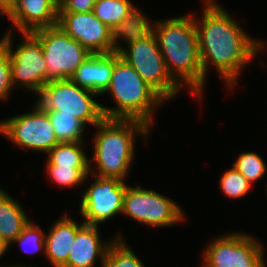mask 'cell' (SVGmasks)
<instances>
[{
	"label": "cell",
	"instance_id": "1",
	"mask_svg": "<svg viewBox=\"0 0 267 267\" xmlns=\"http://www.w3.org/2000/svg\"><path fill=\"white\" fill-rule=\"evenodd\" d=\"M202 19L194 23L198 33L203 76L207 79L212 62L227 87L233 89L253 57L265 47L263 41L251 38L239 23L215 0H205Z\"/></svg>",
	"mask_w": 267,
	"mask_h": 267
},
{
	"label": "cell",
	"instance_id": "2",
	"mask_svg": "<svg viewBox=\"0 0 267 267\" xmlns=\"http://www.w3.org/2000/svg\"><path fill=\"white\" fill-rule=\"evenodd\" d=\"M149 21L145 15L144 24L155 35L168 73L181 88L186 84L192 95L201 100L206 79L193 14Z\"/></svg>",
	"mask_w": 267,
	"mask_h": 267
},
{
	"label": "cell",
	"instance_id": "3",
	"mask_svg": "<svg viewBox=\"0 0 267 267\" xmlns=\"http://www.w3.org/2000/svg\"><path fill=\"white\" fill-rule=\"evenodd\" d=\"M95 128L90 174L125 181L134 159L135 136L147 141L151 127L136 119L104 118ZM93 161L97 170L91 167Z\"/></svg>",
	"mask_w": 267,
	"mask_h": 267
},
{
	"label": "cell",
	"instance_id": "4",
	"mask_svg": "<svg viewBox=\"0 0 267 267\" xmlns=\"http://www.w3.org/2000/svg\"><path fill=\"white\" fill-rule=\"evenodd\" d=\"M111 94L115 108L101 105L107 119H136L153 127V113L164 99L128 64L114 52V68L110 84L103 94Z\"/></svg>",
	"mask_w": 267,
	"mask_h": 267
},
{
	"label": "cell",
	"instance_id": "5",
	"mask_svg": "<svg viewBox=\"0 0 267 267\" xmlns=\"http://www.w3.org/2000/svg\"><path fill=\"white\" fill-rule=\"evenodd\" d=\"M118 39H124L128 46L123 47L118 44L117 52L120 57L130 64L166 102L179 94L183 88L168 73L155 35L145 24L119 35Z\"/></svg>",
	"mask_w": 267,
	"mask_h": 267
},
{
	"label": "cell",
	"instance_id": "6",
	"mask_svg": "<svg viewBox=\"0 0 267 267\" xmlns=\"http://www.w3.org/2000/svg\"><path fill=\"white\" fill-rule=\"evenodd\" d=\"M36 96V103L44 110H58V114L71 115L86 127L88 124L95 127L105 118L102 104L93 99L99 95L81 88L71 79L49 81Z\"/></svg>",
	"mask_w": 267,
	"mask_h": 267
},
{
	"label": "cell",
	"instance_id": "7",
	"mask_svg": "<svg viewBox=\"0 0 267 267\" xmlns=\"http://www.w3.org/2000/svg\"><path fill=\"white\" fill-rule=\"evenodd\" d=\"M42 46L47 66V82L71 79L77 68L91 55L59 25L32 32Z\"/></svg>",
	"mask_w": 267,
	"mask_h": 267
},
{
	"label": "cell",
	"instance_id": "8",
	"mask_svg": "<svg viewBox=\"0 0 267 267\" xmlns=\"http://www.w3.org/2000/svg\"><path fill=\"white\" fill-rule=\"evenodd\" d=\"M180 205L171 198L141 185L129 186L124 194L122 215L153 227H171L184 221Z\"/></svg>",
	"mask_w": 267,
	"mask_h": 267
},
{
	"label": "cell",
	"instance_id": "9",
	"mask_svg": "<svg viewBox=\"0 0 267 267\" xmlns=\"http://www.w3.org/2000/svg\"><path fill=\"white\" fill-rule=\"evenodd\" d=\"M11 31H6L0 41L10 54L13 85L38 95L47 83V66L40 40L32 32H23L22 41L13 50Z\"/></svg>",
	"mask_w": 267,
	"mask_h": 267
},
{
	"label": "cell",
	"instance_id": "10",
	"mask_svg": "<svg viewBox=\"0 0 267 267\" xmlns=\"http://www.w3.org/2000/svg\"><path fill=\"white\" fill-rule=\"evenodd\" d=\"M263 246L251 234L231 232L211 241L201 267H264Z\"/></svg>",
	"mask_w": 267,
	"mask_h": 267
},
{
	"label": "cell",
	"instance_id": "11",
	"mask_svg": "<svg viewBox=\"0 0 267 267\" xmlns=\"http://www.w3.org/2000/svg\"><path fill=\"white\" fill-rule=\"evenodd\" d=\"M35 105L32 112L0 120V134L18 147L47 154L59 142L45 110Z\"/></svg>",
	"mask_w": 267,
	"mask_h": 267
},
{
	"label": "cell",
	"instance_id": "12",
	"mask_svg": "<svg viewBox=\"0 0 267 267\" xmlns=\"http://www.w3.org/2000/svg\"><path fill=\"white\" fill-rule=\"evenodd\" d=\"M93 176L95 181L83 193L79 211L87 225H99L122 214L127 189L126 182L118 178Z\"/></svg>",
	"mask_w": 267,
	"mask_h": 267
},
{
	"label": "cell",
	"instance_id": "13",
	"mask_svg": "<svg viewBox=\"0 0 267 267\" xmlns=\"http://www.w3.org/2000/svg\"><path fill=\"white\" fill-rule=\"evenodd\" d=\"M58 25L91 54H110L118 49V36L93 12H59Z\"/></svg>",
	"mask_w": 267,
	"mask_h": 267
},
{
	"label": "cell",
	"instance_id": "14",
	"mask_svg": "<svg viewBox=\"0 0 267 267\" xmlns=\"http://www.w3.org/2000/svg\"><path fill=\"white\" fill-rule=\"evenodd\" d=\"M59 8L52 0H12L6 17L19 33L58 25Z\"/></svg>",
	"mask_w": 267,
	"mask_h": 267
},
{
	"label": "cell",
	"instance_id": "15",
	"mask_svg": "<svg viewBox=\"0 0 267 267\" xmlns=\"http://www.w3.org/2000/svg\"><path fill=\"white\" fill-rule=\"evenodd\" d=\"M99 225L84 224L76 233L67 262L62 267H95L100 259L103 267L107 250L113 240H101Z\"/></svg>",
	"mask_w": 267,
	"mask_h": 267
},
{
	"label": "cell",
	"instance_id": "16",
	"mask_svg": "<svg viewBox=\"0 0 267 267\" xmlns=\"http://www.w3.org/2000/svg\"><path fill=\"white\" fill-rule=\"evenodd\" d=\"M92 12L117 36L138 29L145 19L130 0H96Z\"/></svg>",
	"mask_w": 267,
	"mask_h": 267
},
{
	"label": "cell",
	"instance_id": "17",
	"mask_svg": "<svg viewBox=\"0 0 267 267\" xmlns=\"http://www.w3.org/2000/svg\"><path fill=\"white\" fill-rule=\"evenodd\" d=\"M84 224V222L78 224L66 214L50 227L49 232L45 234V253L43 254L52 267H62L67 262L76 233Z\"/></svg>",
	"mask_w": 267,
	"mask_h": 267
},
{
	"label": "cell",
	"instance_id": "18",
	"mask_svg": "<svg viewBox=\"0 0 267 267\" xmlns=\"http://www.w3.org/2000/svg\"><path fill=\"white\" fill-rule=\"evenodd\" d=\"M114 53L91 54L76 70L71 80L81 88L102 95L110 84Z\"/></svg>",
	"mask_w": 267,
	"mask_h": 267
},
{
	"label": "cell",
	"instance_id": "19",
	"mask_svg": "<svg viewBox=\"0 0 267 267\" xmlns=\"http://www.w3.org/2000/svg\"><path fill=\"white\" fill-rule=\"evenodd\" d=\"M19 201L0 188V237L7 246L16 239L30 222Z\"/></svg>",
	"mask_w": 267,
	"mask_h": 267
},
{
	"label": "cell",
	"instance_id": "20",
	"mask_svg": "<svg viewBox=\"0 0 267 267\" xmlns=\"http://www.w3.org/2000/svg\"><path fill=\"white\" fill-rule=\"evenodd\" d=\"M59 143L83 142L86 127L78 118L68 114H58V110H45ZM87 128V129H86Z\"/></svg>",
	"mask_w": 267,
	"mask_h": 267
},
{
	"label": "cell",
	"instance_id": "21",
	"mask_svg": "<svg viewBox=\"0 0 267 267\" xmlns=\"http://www.w3.org/2000/svg\"><path fill=\"white\" fill-rule=\"evenodd\" d=\"M83 143H58L47 153L46 165L90 167V159L82 149Z\"/></svg>",
	"mask_w": 267,
	"mask_h": 267
},
{
	"label": "cell",
	"instance_id": "22",
	"mask_svg": "<svg viewBox=\"0 0 267 267\" xmlns=\"http://www.w3.org/2000/svg\"><path fill=\"white\" fill-rule=\"evenodd\" d=\"M123 238L122 233L119 232L113 239L107 250L103 267H146Z\"/></svg>",
	"mask_w": 267,
	"mask_h": 267
},
{
	"label": "cell",
	"instance_id": "23",
	"mask_svg": "<svg viewBox=\"0 0 267 267\" xmlns=\"http://www.w3.org/2000/svg\"><path fill=\"white\" fill-rule=\"evenodd\" d=\"M47 175L50 177L54 184L61 187H75L80 186L87 180L90 174V167H71L60 165H46Z\"/></svg>",
	"mask_w": 267,
	"mask_h": 267
},
{
	"label": "cell",
	"instance_id": "24",
	"mask_svg": "<svg viewBox=\"0 0 267 267\" xmlns=\"http://www.w3.org/2000/svg\"><path fill=\"white\" fill-rule=\"evenodd\" d=\"M251 184L262 179L267 171L266 163L256 152H242L232 164Z\"/></svg>",
	"mask_w": 267,
	"mask_h": 267
},
{
	"label": "cell",
	"instance_id": "25",
	"mask_svg": "<svg viewBox=\"0 0 267 267\" xmlns=\"http://www.w3.org/2000/svg\"><path fill=\"white\" fill-rule=\"evenodd\" d=\"M45 234L39 225L30 221L8 247L18 243L27 254H36L39 251L45 253Z\"/></svg>",
	"mask_w": 267,
	"mask_h": 267
},
{
	"label": "cell",
	"instance_id": "26",
	"mask_svg": "<svg viewBox=\"0 0 267 267\" xmlns=\"http://www.w3.org/2000/svg\"><path fill=\"white\" fill-rule=\"evenodd\" d=\"M251 183L234 167L222 174L220 187L228 198L238 199L246 196L251 188Z\"/></svg>",
	"mask_w": 267,
	"mask_h": 267
},
{
	"label": "cell",
	"instance_id": "27",
	"mask_svg": "<svg viewBox=\"0 0 267 267\" xmlns=\"http://www.w3.org/2000/svg\"><path fill=\"white\" fill-rule=\"evenodd\" d=\"M14 88L10 54L0 41V100H6Z\"/></svg>",
	"mask_w": 267,
	"mask_h": 267
},
{
	"label": "cell",
	"instance_id": "28",
	"mask_svg": "<svg viewBox=\"0 0 267 267\" xmlns=\"http://www.w3.org/2000/svg\"><path fill=\"white\" fill-rule=\"evenodd\" d=\"M95 2L96 0H65L59 7V12H92Z\"/></svg>",
	"mask_w": 267,
	"mask_h": 267
},
{
	"label": "cell",
	"instance_id": "29",
	"mask_svg": "<svg viewBox=\"0 0 267 267\" xmlns=\"http://www.w3.org/2000/svg\"><path fill=\"white\" fill-rule=\"evenodd\" d=\"M8 249V246L6 245V243L3 241V239L0 237V258H2L6 253Z\"/></svg>",
	"mask_w": 267,
	"mask_h": 267
},
{
	"label": "cell",
	"instance_id": "30",
	"mask_svg": "<svg viewBox=\"0 0 267 267\" xmlns=\"http://www.w3.org/2000/svg\"><path fill=\"white\" fill-rule=\"evenodd\" d=\"M6 16V5L0 0V16Z\"/></svg>",
	"mask_w": 267,
	"mask_h": 267
},
{
	"label": "cell",
	"instance_id": "31",
	"mask_svg": "<svg viewBox=\"0 0 267 267\" xmlns=\"http://www.w3.org/2000/svg\"><path fill=\"white\" fill-rule=\"evenodd\" d=\"M52 1H53V2L58 6V8H59L65 0H52Z\"/></svg>",
	"mask_w": 267,
	"mask_h": 267
},
{
	"label": "cell",
	"instance_id": "32",
	"mask_svg": "<svg viewBox=\"0 0 267 267\" xmlns=\"http://www.w3.org/2000/svg\"><path fill=\"white\" fill-rule=\"evenodd\" d=\"M0 267H25V266H23V265H16V266L15 265H12V266H10V265L9 266L0 265Z\"/></svg>",
	"mask_w": 267,
	"mask_h": 267
},
{
	"label": "cell",
	"instance_id": "33",
	"mask_svg": "<svg viewBox=\"0 0 267 267\" xmlns=\"http://www.w3.org/2000/svg\"><path fill=\"white\" fill-rule=\"evenodd\" d=\"M5 5H7L9 2H11L12 0H1Z\"/></svg>",
	"mask_w": 267,
	"mask_h": 267
}]
</instances>
